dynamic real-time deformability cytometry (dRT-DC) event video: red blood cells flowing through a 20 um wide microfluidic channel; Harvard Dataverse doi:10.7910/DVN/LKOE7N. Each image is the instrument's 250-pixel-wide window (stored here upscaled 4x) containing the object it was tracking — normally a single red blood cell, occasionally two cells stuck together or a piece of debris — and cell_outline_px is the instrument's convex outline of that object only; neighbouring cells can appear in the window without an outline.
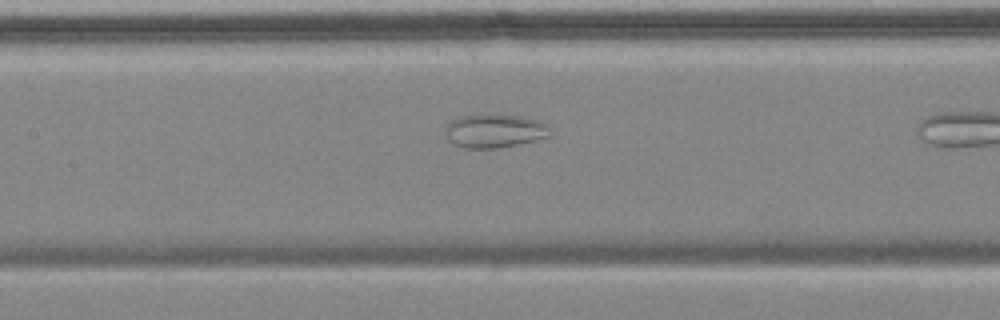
{"species": "common noctule bat (a hibernating species)", "species_latin": "Nyctalus noctula", "temperature_condition": "cold", "stored_images_in_passage": 26, "camera_frame_rate_fps": 3000, "um_per_image_px": 0.085, "animal": {"sex": "female", "body_mass_g": 18.4}, "frame": {"image": 1, "passage_image": 22, "time_ms": 7.0, "image_size_px": [1000, 320], "cell_outline_px": [[552, 136], [536, 140], [500, 148], [464, 148], [452, 144], [448, 140], [444, 132], [444, 128], [452, 120], [460, 116], [480, 112], [492, 112], [520, 116], [540, 120], [548, 124]], "centroid_in_image_um": [42.03, 11.09], "position_along_channel_um": 165.4, "area_um2": 21.5}}